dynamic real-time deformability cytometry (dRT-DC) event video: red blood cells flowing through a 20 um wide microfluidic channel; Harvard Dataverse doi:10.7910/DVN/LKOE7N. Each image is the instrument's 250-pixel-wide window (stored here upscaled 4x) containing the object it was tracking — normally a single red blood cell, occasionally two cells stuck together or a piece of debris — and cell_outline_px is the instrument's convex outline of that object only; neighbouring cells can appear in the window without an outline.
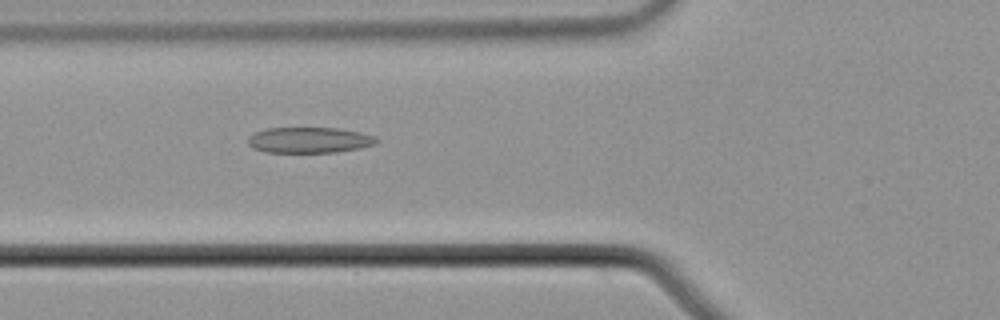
{"species": "common noctule bat (a hibernating species)", "species_latin": "Nyctalus noctula", "temperature_condition": "cold", "stored_images_in_passage": 55, "camera_frame_rate_fps": 3000, "um_per_image_px": 0.085, "animal": {"sex": "male", "body_mass_g": 21.5, "forearm_length_mm": 52.0}, "frame": {"image": 1, "passage_image": 21, "time_ms": 6.667, "image_size_px": [1000, 320], "cell_outline_px": [[380, 140], [376, 144], [360, 148], [336, 152], [264, 152], [252, 148], [248, 144], [248, 136], [256, 132], [268, 128], [336, 128], [360, 132], [376, 136]], "centroid_in_image_um": [26.31, 11.91], "position_along_channel_um": 99.5, "area_um2": 19.36}}
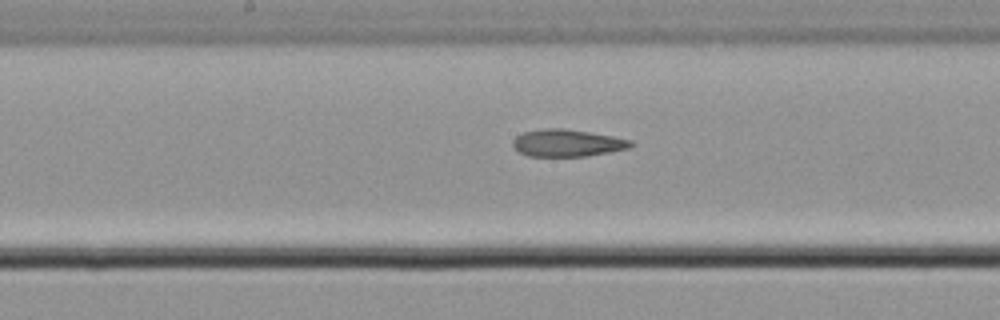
{"frame": {"image": 2, "passage_image": 29, "time_ms": 9.333, "image_size_px": [1000, 320], "cell_outline_px": [[632, 148], [612, 152], [588, 156], [528, 156], [520, 152], [512, 144], [512, 140], [516, 136], [524, 132], [544, 128], [564, 128], [612, 136], [632, 140]], "centroid_in_image_um": [48.24, 12.16], "position_along_channel_um": 200.0, "area_um2": 18.73}}
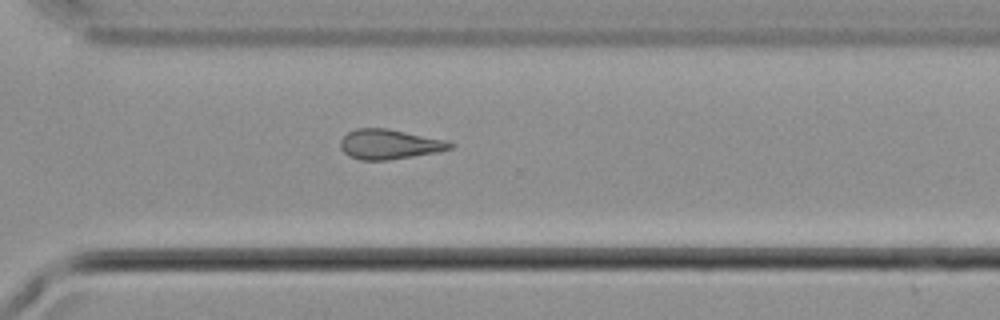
{"frame": {"image": 3, "passage_image": 40, "time_ms": 13.0, "image_size_px": [1000, 320], "cell_outline_px": [[456, 144], [452, 148], [436, 152], [388, 160], [360, 160], [348, 156], [340, 148], [340, 140], [348, 132], [356, 128], [388, 128], [448, 140]], "centroid_in_image_um": [33.1, 12.25], "position_along_channel_um": 337.5, "area_um2": 19.25}, "authors_computed_cell_mechanics": {"area_um2": 19.8254, "velocity_mm_per_s": 3.7492, "shape_relaxation_time_tau1_ms": null, "shape_relaxation_time_tau2_ms": 6.8916, "deformation_change_tau1": null, "deformation_change_tau2": 0.1641}}